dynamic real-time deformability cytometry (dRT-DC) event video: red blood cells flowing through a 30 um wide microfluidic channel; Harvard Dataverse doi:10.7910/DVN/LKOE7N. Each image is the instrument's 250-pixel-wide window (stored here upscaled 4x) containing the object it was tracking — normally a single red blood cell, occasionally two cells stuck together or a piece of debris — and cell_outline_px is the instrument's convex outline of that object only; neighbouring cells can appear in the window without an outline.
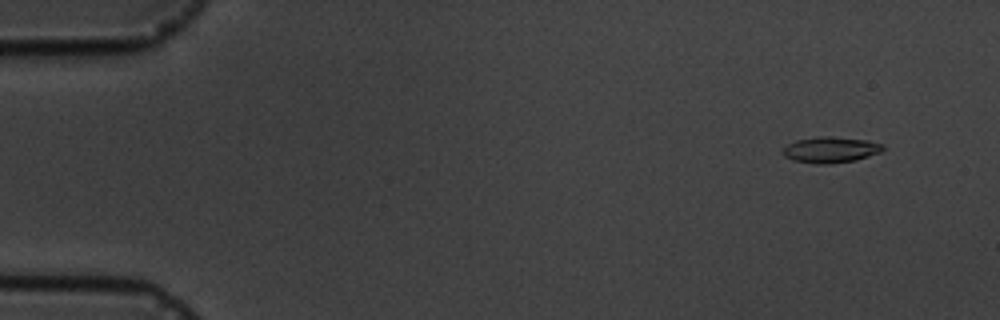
{"species": "common noctule bat (a hibernating species)", "species_latin": "Nyctalus noctula", "temperature_condition": "cold", "stored_images_in_passage": 5, "camera_frame_rate_fps": 3000, "um_per_image_px": 0.085, "animal": {"sex": "male", "body_mass_g": 19.5, "forearm_length_mm": 54.6}, "frame": {"image": 1, "passage_image": 2, "time_ms": 1.0, "image_size_px": [1000, 320], "cell_outline_px": [[884, 148], [880, 152], [856, 160], [832, 164], [816, 164], [792, 160], [784, 156], [780, 152], [788, 144], [796, 140], [820, 136], [828, 136], [868, 140], [884, 144]], "centroid_in_image_um": [70.58, 12.73], "position_along_channel_um": 14.4, "area_um2": 15.26}}
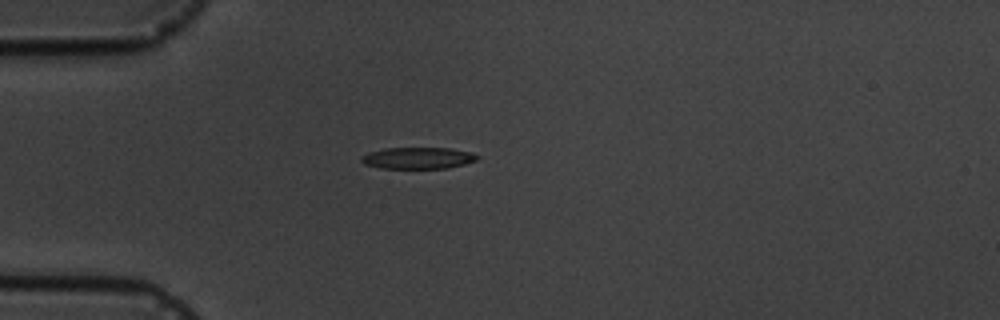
{"frame": {"image": 2, "passage_image": 5, "time_ms": 4.667, "image_size_px": [1000, 320], "cell_outline_px": [[480, 156], [476, 160], [464, 164], [448, 168], [380, 168], [364, 164], [360, 160], [360, 156], [368, 152], [384, 148], [448, 148], [472, 152]], "centroid_in_image_um": [35.5, 13.43], "position_along_channel_um": 49.5, "area_um2": 14.62}}